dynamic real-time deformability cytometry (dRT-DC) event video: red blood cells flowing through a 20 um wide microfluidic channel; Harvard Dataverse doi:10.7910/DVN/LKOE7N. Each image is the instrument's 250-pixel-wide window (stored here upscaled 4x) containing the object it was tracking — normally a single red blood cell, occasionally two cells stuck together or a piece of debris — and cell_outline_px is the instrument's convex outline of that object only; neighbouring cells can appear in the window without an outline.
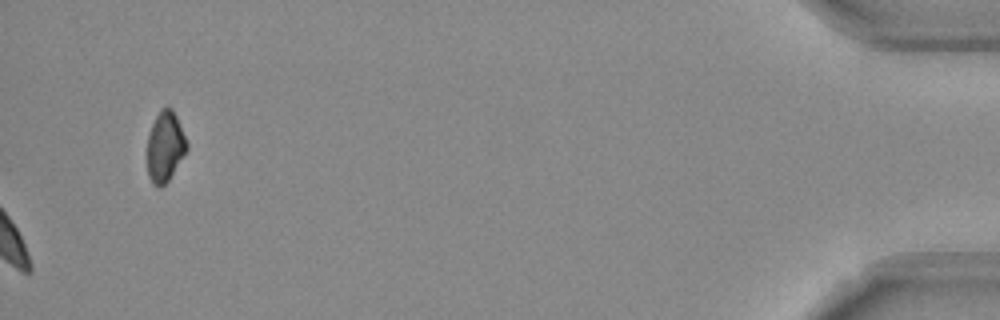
{"species": "Egyptian fruit bat (a non-hibernating species)", "species_latin": "Rousettus aegyptiacus", "temperature_condition": "room temperature", "stored_images_in_passage": 52, "camera_frame_rate_fps": 3000, "um_per_image_px": 0.085, "frame": {"image": 1, "passage_image": 52, "time_ms": 17.0, "image_size_px": [1000, 320], "cell_outline_px": [[188, 148], [168, 180], [160, 188], [156, 188], [152, 184], [148, 176], [148, 136], [152, 124], [160, 108], [172, 108], [180, 124], [188, 144]], "centroid_in_image_um": [14.03, 12.47], "position_along_channel_um": 421.2, "area_um2": 16.07}, "authors_computed_cell_mechanics": {"area_um2": 22.4264, "velocity_mm_per_s": 3.6979, "shape_relaxation_time_tau1_ms": 3.0171, "shape_relaxation_time_tau2_ms": 3.6509, "deformation_change_tau1": 0.0931, "deformation_change_tau2": 0.0588}}